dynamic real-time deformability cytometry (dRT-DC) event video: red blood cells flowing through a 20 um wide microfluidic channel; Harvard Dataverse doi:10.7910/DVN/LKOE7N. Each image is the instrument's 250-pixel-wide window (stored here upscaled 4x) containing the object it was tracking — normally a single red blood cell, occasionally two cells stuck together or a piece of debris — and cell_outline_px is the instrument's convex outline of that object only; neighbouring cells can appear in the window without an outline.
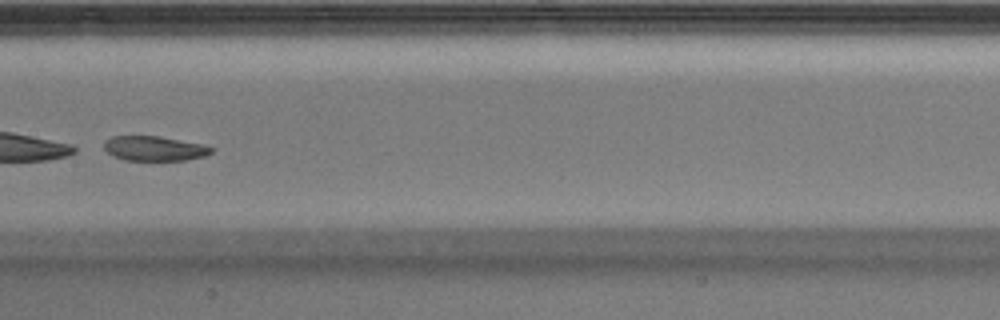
{"species": "Egyptian fruit bat (a non-hibernating species)", "species_latin": "Rousettus aegyptiacus", "temperature_condition": "warm", "stored_images_in_passage": 51, "segment_of_instrument_passage": [2, 2], "camera_frame_rate_fps": 3000, "um_per_image_px": 0.085, "animal": {"sex": "male"}, "frame": {"image": 1, "passage_image": 27, "time_ms": 8.667, "image_size_px": [1000, 320], "cell_outline_px": [[216, 148], [212, 152], [204, 156], [188, 160], [124, 160], [108, 152], [104, 148], [104, 140], [112, 136], [160, 136], [204, 144]], "centroid_in_image_um": [13.17, 12.61], "position_along_channel_um": 194.2, "area_um2": 15.55}}
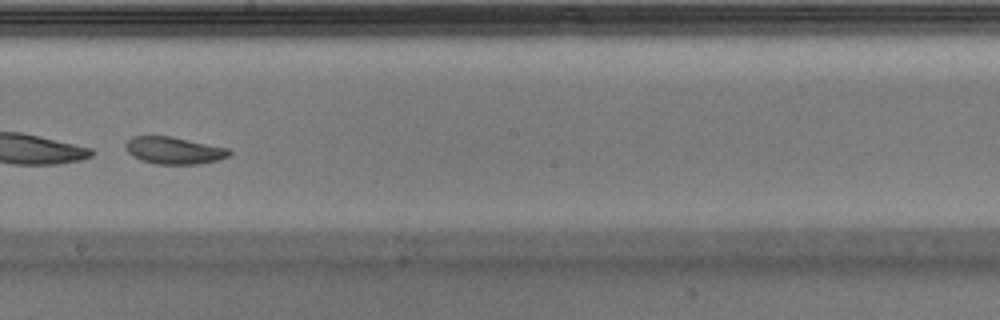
{"frame": {"image": 2, "passage_image": 30, "time_ms": 9.667, "image_size_px": [1000, 320], "cell_outline_px": [[232, 152], [228, 156], [216, 160], [196, 164], [156, 164], [140, 160], [132, 156], [124, 148], [124, 144], [132, 136], [172, 136], [228, 148]], "centroid_in_image_um": [14.74, 12.78], "position_along_channel_um": 233.5, "area_um2": 16.42}}